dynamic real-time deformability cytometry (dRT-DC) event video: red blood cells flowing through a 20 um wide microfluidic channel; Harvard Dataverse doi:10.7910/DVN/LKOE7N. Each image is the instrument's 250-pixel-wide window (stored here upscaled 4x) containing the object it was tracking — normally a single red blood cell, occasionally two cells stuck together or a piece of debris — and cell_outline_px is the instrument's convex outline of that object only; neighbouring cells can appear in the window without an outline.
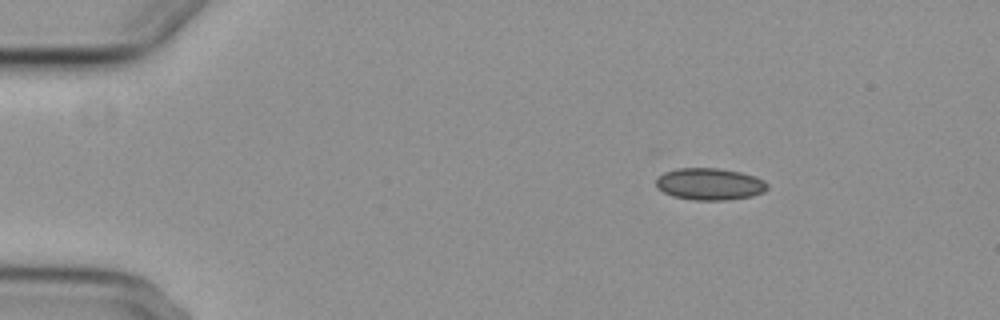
{"species": "common noctule bat (a hibernating species)", "species_latin": "Nyctalus noctula", "temperature_condition": "cold", "stored_images_in_passage": 5, "camera_frame_rate_fps": 3000, "um_per_image_px": 0.085, "animal": {"sex": "female", "body_mass_g": 29.2, "forearm_length_mm": 56.3}, "frame": {"image": 1, "passage_image": 1, "time_ms": 0.0, "image_size_px": [1000, 320], "cell_outline_px": [[768, 188], [764, 192], [752, 196], [724, 200], [692, 200], [672, 196], [656, 188], [656, 180], [664, 172], [676, 168], [716, 168], [740, 172], [764, 180], [768, 184]], "centroid_in_image_um": [60.31, 15.65], "position_along_channel_um": 24.7, "area_um2": 20.69}}
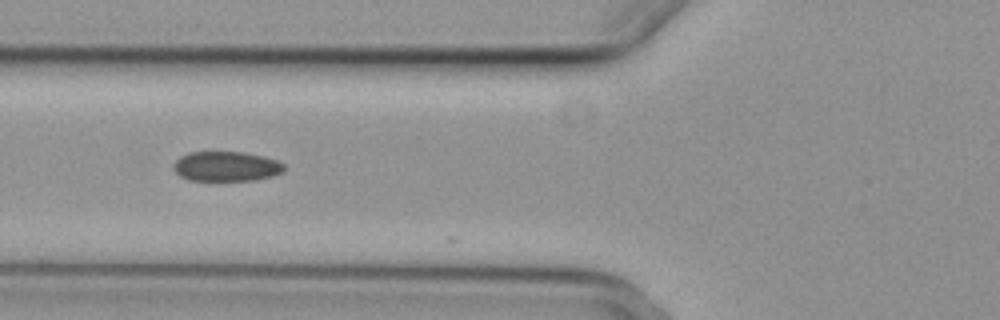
{"frame": {"image": 2, "passage_image": 4, "time_ms": 4.333, "image_size_px": [1000, 320], "cell_outline_px": [[284, 172], [272, 176], [256, 180], [188, 180], [180, 176], [172, 168], [172, 164], [180, 156], [188, 152], [244, 152], [264, 156], [276, 160], [284, 164]], "centroid_in_image_um": [19.22, 14.14], "position_along_channel_um": 106.6, "area_um2": 19.36}}